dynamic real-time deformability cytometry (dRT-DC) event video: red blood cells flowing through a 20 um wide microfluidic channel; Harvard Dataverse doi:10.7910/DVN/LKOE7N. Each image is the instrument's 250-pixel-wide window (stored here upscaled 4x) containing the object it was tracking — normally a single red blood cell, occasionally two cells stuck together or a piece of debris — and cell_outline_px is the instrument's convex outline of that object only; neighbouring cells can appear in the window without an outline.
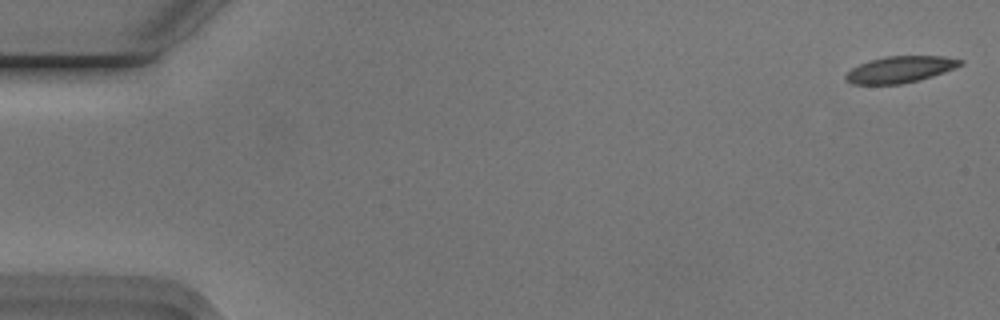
{"species": "Egyptian fruit bat (a non-hibernating species)", "species_latin": "Rousettus aegyptiacus", "temperature_condition": "cold", "stored_images_in_passage": 19, "camera_frame_rate_fps": 3000, "um_per_image_px": 0.085, "animal": {"sex": "male"}, "frame": {"image": 1, "passage_image": 1, "time_ms": 0.0, "image_size_px": [1000, 320], "cell_outline_px": [[964, 64], [956, 68], [920, 80], [900, 84], [852, 84], [844, 76], [852, 68], [868, 60], [884, 56], [944, 56], [964, 60]], "centroid_in_image_um": [76.55, 5.89], "position_along_channel_um": 8.4, "area_um2": 17.74}}
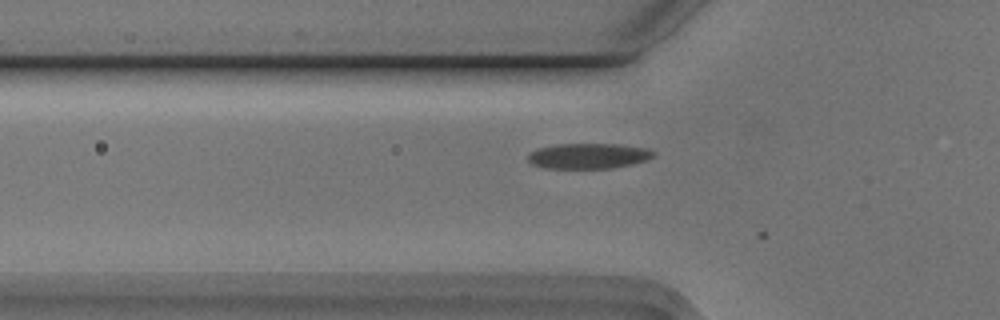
{"frame": {"image": 2, "passage_image": 18, "time_ms": 5.667, "image_size_px": [1000, 320], "cell_outline_px": [[656, 152], [652, 156], [644, 160], [632, 164], [612, 168], [544, 168], [532, 164], [528, 160], [528, 156], [536, 148], [556, 144], [620, 144], [648, 148]], "centroid_in_image_um": [50.01, 13.25], "position_along_channel_um": 75.8, "area_um2": 18.55}}